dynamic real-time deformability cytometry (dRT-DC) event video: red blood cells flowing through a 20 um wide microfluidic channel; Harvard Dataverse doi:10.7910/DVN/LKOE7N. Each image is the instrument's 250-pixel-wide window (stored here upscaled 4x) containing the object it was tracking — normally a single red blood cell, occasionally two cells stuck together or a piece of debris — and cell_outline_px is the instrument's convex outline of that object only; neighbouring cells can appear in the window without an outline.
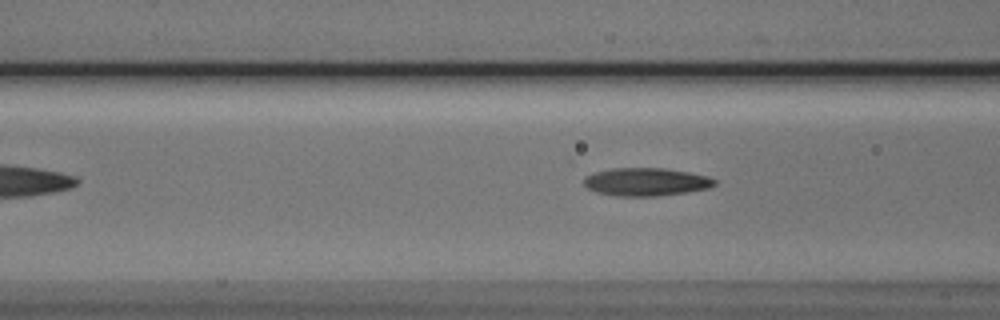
{"species": "Egyptian fruit bat (a non-hibernating species)", "species_latin": "Rousettus aegyptiacus", "temperature_condition": "cold", "stored_images_in_passage": 4, "camera_frame_rate_fps": 3000, "um_per_image_px": 0.085, "animal": {"sex": "male"}, "frame": {"image": 1, "passage_image": 4, "time_ms": 3.667, "image_size_px": [1000, 320], "cell_outline_px": [[716, 184], [708, 188], [688, 192], [656, 196], [616, 196], [596, 192], [588, 188], [584, 184], [584, 176], [596, 172], [612, 168], [664, 168], [688, 172], [708, 176], [716, 180]], "centroid_in_image_um": [54.91, 15.46], "position_along_channel_um": 111.7, "area_um2": 21.33}}